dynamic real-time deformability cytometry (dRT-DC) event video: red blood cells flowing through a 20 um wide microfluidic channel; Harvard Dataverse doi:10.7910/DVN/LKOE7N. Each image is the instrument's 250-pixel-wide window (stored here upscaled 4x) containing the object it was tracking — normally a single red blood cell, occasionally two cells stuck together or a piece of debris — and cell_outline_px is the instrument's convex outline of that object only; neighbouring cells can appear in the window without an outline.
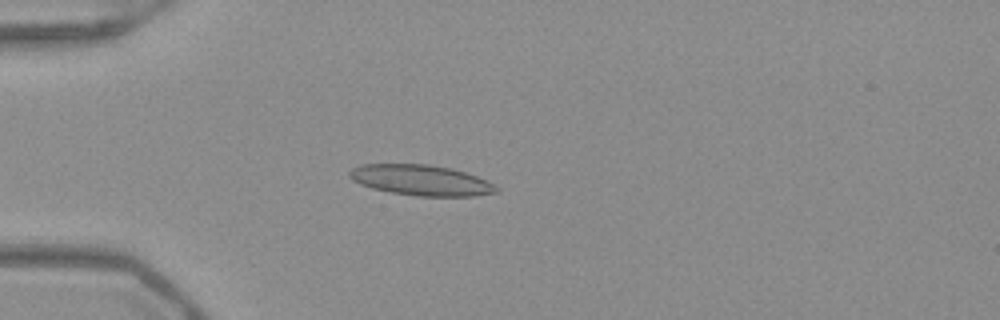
{"species": "Egyptian fruit bat (a non-hibernating species)", "species_latin": "Rousettus aegyptiacus", "temperature_condition": "warm", "stored_images_in_passage": 52, "camera_frame_rate_fps": 3000, "um_per_image_px": 0.085, "frame": {"image": 1, "passage_image": 15, "time_ms": 4.667, "image_size_px": [1000, 320], "cell_outline_px": [[500, 192], [476, 196], [416, 196], [392, 192], [372, 188], [360, 184], [352, 180], [348, 176], [348, 172], [352, 168], [360, 164], [428, 164], [452, 168], [476, 176], [500, 188]], "centroid_in_image_um": [35.78, 15.31], "position_along_channel_um": 49.2, "area_um2": 26.24}}
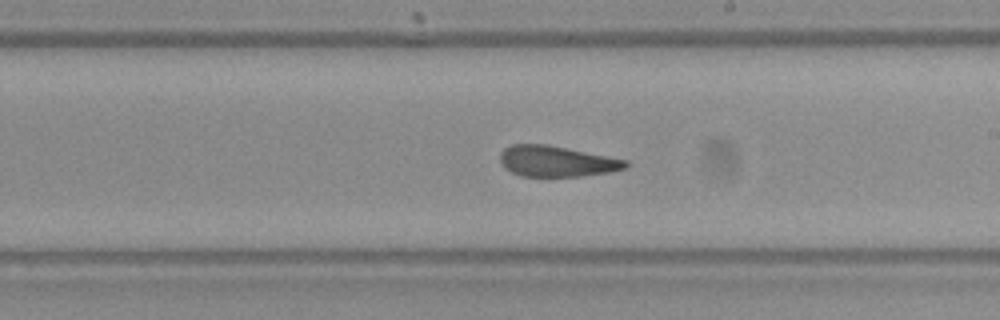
{"frame": {"image": 2, "passage_image": 31, "time_ms": 10.0, "image_size_px": [1000, 320], "cell_outline_px": [[628, 168], [608, 172], [580, 176], [520, 176], [504, 168], [500, 160], [500, 152], [504, 148], [512, 144], [544, 144], [628, 160]], "centroid_in_image_um": [47.29, 13.71], "position_along_channel_um": 241.7, "area_um2": 22.37}}
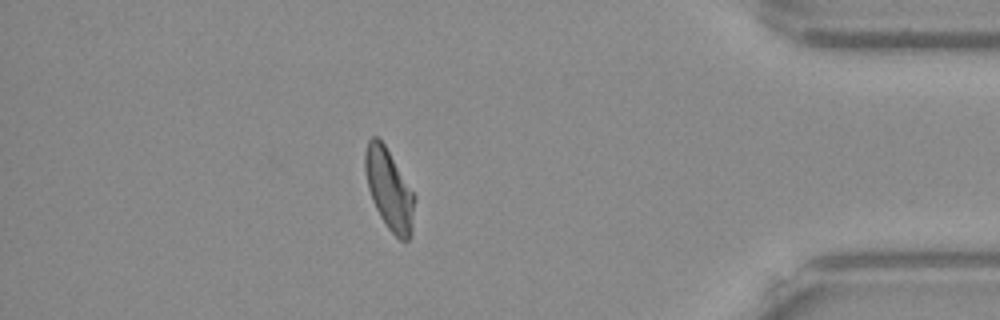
{"frame": {"image": 3, "passage_image": 46, "time_ms": 15.0, "image_size_px": [1000, 320], "cell_outline_px": [[416, 196], [412, 232], [408, 240], [400, 240], [388, 228], [380, 216], [372, 200], [368, 188], [364, 168], [364, 152], [368, 140], [372, 136], [376, 136], [384, 144]], "centroid_in_image_um": [33.08, 16.1], "position_along_channel_um": 402.1, "area_um2": 23.24}, "authors_computed_cell_mechanics": {"area_um2": 24.2471, "velocity_mm_per_s": 3.9279, "shape_relaxation_time_tau1_ms": null, "shape_relaxation_time_tau2_ms": 1.5395, "deformation_change_tau1": null, "deformation_change_tau2": 0.0975}}